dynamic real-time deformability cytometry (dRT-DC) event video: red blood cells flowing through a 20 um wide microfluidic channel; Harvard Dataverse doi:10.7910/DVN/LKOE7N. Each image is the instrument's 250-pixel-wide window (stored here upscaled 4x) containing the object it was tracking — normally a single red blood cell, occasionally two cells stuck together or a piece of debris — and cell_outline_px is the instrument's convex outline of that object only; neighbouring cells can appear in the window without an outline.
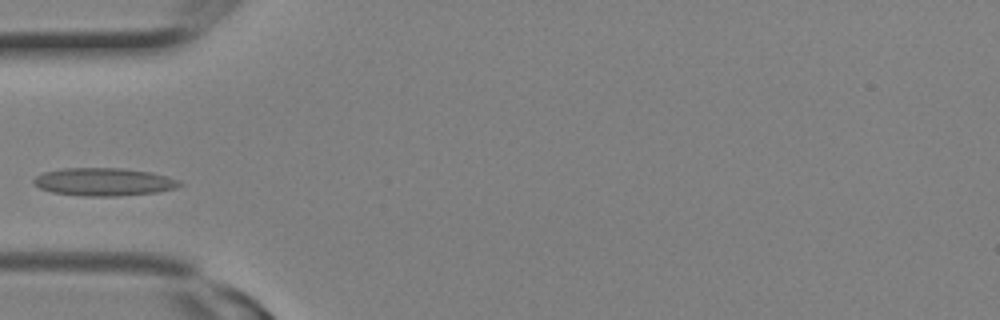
{"species": "Egyptian fruit bat (a non-hibernating species)", "species_latin": "Rousettus aegyptiacus", "temperature_condition": "room temperature", "stored_images_in_passage": 14, "camera_frame_rate_fps": 3000, "um_per_image_px": 0.085, "animal": {"sex": "female"}, "frame": {"image": 1, "passage_image": 10, "time_ms": 3.0, "image_size_px": [1000, 320], "cell_outline_px": [[184, 184], [176, 188], [156, 192], [116, 196], [84, 196], [52, 192], [40, 188], [32, 184], [32, 180], [36, 176], [44, 172], [60, 168], [124, 168], [152, 172], [168, 176], [180, 180]], "centroid_in_image_um": [8.83, 15.45], "position_along_channel_um": 76.2, "area_um2": 23.93}}
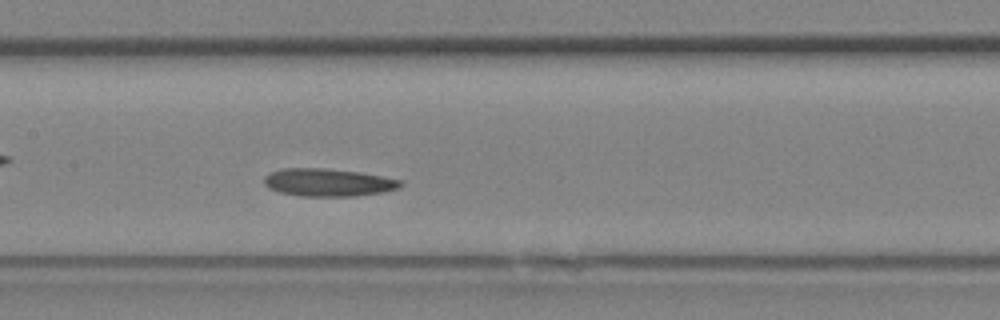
{"frame": {"image": 2, "passage_image": 14, "time_ms": 4.333, "image_size_px": [1000, 320], "cell_outline_px": [[404, 184], [400, 188], [384, 192], [356, 196], [300, 196], [280, 192], [268, 188], [264, 184], [264, 176], [268, 172], [284, 168], [324, 168], [360, 172], [404, 180]], "centroid_in_image_um": [27.92, 15.5], "position_along_channel_um": 179.5, "area_um2": 22.37}}